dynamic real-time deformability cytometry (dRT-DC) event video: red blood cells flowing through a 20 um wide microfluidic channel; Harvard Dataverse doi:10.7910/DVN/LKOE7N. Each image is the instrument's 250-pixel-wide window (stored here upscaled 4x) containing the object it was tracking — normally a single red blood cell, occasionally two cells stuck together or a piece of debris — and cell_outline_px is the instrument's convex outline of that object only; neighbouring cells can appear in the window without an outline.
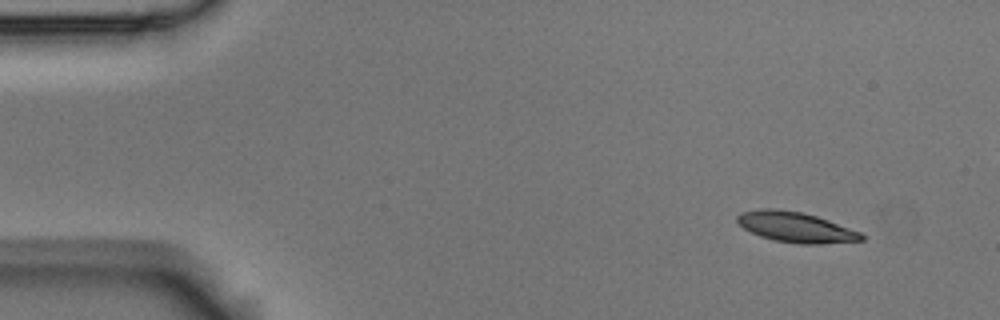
{"species": "Egyptian fruit bat (a non-hibernating species)", "species_latin": "Rousettus aegyptiacus", "temperature_condition": "room temperature", "stored_images_in_passage": 4, "camera_frame_rate_fps": 3000, "um_per_image_px": 0.085, "animal": {"sex": "male"}, "frame": {"image": 1, "passage_image": 1, "time_ms": 0.0, "image_size_px": [1000, 320], "cell_outline_px": [[864, 240], [820, 244], [800, 244], [772, 240], [760, 236], [744, 228], [736, 220], [736, 216], [740, 212], [760, 208], [772, 208], [800, 212], [816, 216], [828, 220], [860, 232], [864, 236]], "centroid_in_image_um": [67.61, 19.31], "position_along_channel_um": 17.4, "area_um2": 21.85}}